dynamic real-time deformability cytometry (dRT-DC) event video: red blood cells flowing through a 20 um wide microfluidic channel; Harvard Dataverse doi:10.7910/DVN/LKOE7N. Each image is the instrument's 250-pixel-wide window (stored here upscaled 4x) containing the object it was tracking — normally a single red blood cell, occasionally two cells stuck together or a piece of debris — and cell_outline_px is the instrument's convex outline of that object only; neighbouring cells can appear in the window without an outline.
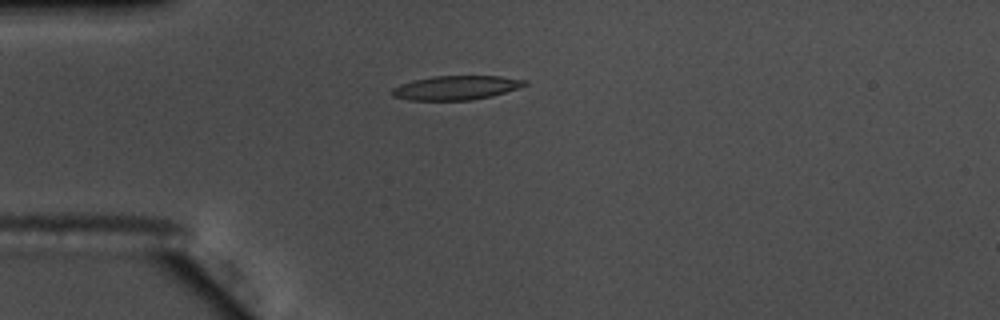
{"species": "common noctule bat (a hibernating species)", "species_latin": "Nyctalus noctula", "temperature_condition": "warm", "stored_images_in_passage": 42, "camera_frame_rate_fps": 3000, "um_per_image_px": 0.085, "animal": {"sex": "male", "body_mass_g": 17.5, "forearm_length_mm": 52.3}, "frame": {"image": 1, "passage_image": 1, "time_ms": 0.0, "image_size_px": [1000, 320], "cell_outline_px": [[528, 84], [492, 96], [472, 100], [408, 100], [392, 96], [392, 88], [400, 84], [412, 80], [432, 76], [500, 76], [528, 80]], "centroid_in_image_um": [38.74, 7.45], "position_along_channel_um": 46.3, "area_um2": 18.67}}
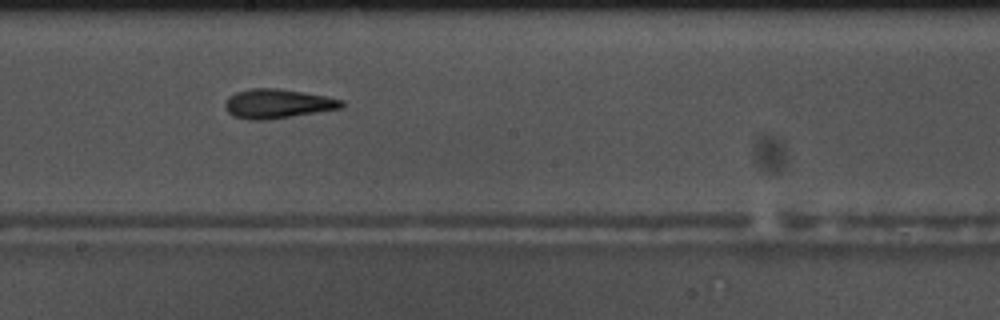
{"frame": {"image": 2, "passage_image": 17, "time_ms": 5.333, "image_size_px": [1000, 320], "cell_outline_px": [[344, 104], [340, 108], [292, 116], [264, 120], [248, 120], [232, 116], [224, 108], [224, 104], [228, 96], [236, 92], [252, 88], [280, 88], [328, 96], [344, 100]], "centroid_in_image_um": [23.56, 8.8], "position_along_channel_um": 224.6, "area_um2": 20.0}}
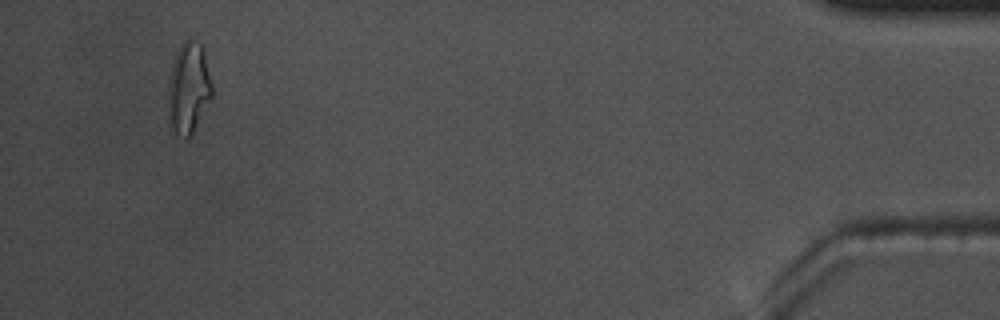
{"frame": {"image": 3, "passage_image": 39, "time_ms": 12.667, "image_size_px": [1000, 320], "cell_outline_px": [[212, 96], [192, 132], [184, 140], [168, 128], [168, 84], [172, 64], [176, 52], [180, 44], [184, 40], [188, 40], [200, 44], [204, 48], [212, 84]], "centroid_in_image_um": [16.0, 7.51], "position_along_channel_um": 419.2, "area_um2": 23.47}, "authors_computed_cell_mechanics": {"area_um2": 19.6231, "velocity_mm_per_s": 3.6727, "shape_relaxation_time_tau1_ms": 8.6215, "shape_relaxation_time_tau2_ms": 4.3848, "deformation_change_tau1": 0.2448, "deformation_change_tau2": 0.1465}}